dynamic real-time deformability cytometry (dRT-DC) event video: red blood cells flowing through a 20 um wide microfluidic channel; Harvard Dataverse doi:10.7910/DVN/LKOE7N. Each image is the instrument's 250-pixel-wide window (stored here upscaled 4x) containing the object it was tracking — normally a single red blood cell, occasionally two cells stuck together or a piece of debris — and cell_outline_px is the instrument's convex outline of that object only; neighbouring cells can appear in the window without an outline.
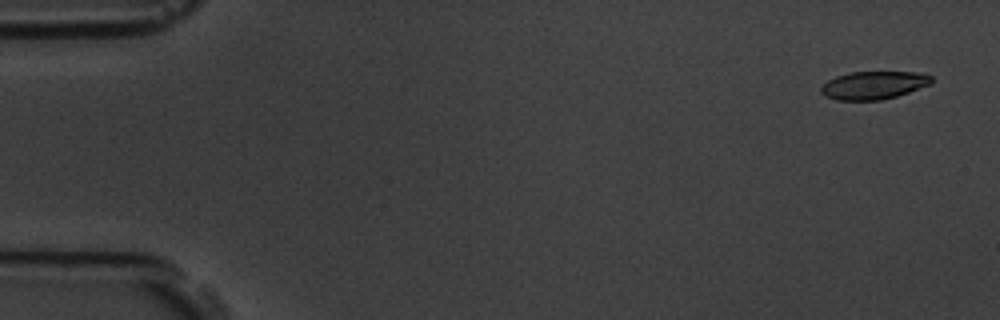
{"species": "common noctule bat (a hibernating species)", "species_latin": "Nyctalus noctula", "temperature_condition": "room temperature", "stored_images_in_passage": 6, "segment_of_instrument_passage": [1, 2], "camera_frame_rate_fps": 3000, "um_per_image_px": 0.085, "animal": {"sex": "male", "body_mass_g": 19.5, "forearm_length_mm": 54.6}, "frame": {"image": 1, "passage_image": 1, "time_ms": 0.0, "image_size_px": [1000, 320], "cell_outline_px": [[932, 84], [896, 96], [880, 100], [836, 100], [824, 96], [820, 92], [820, 88], [828, 80], [836, 76], [852, 72], [916, 72], [932, 76]], "centroid_in_image_um": [74.24, 7.24], "position_along_channel_um": 10.8, "area_um2": 17.98}}